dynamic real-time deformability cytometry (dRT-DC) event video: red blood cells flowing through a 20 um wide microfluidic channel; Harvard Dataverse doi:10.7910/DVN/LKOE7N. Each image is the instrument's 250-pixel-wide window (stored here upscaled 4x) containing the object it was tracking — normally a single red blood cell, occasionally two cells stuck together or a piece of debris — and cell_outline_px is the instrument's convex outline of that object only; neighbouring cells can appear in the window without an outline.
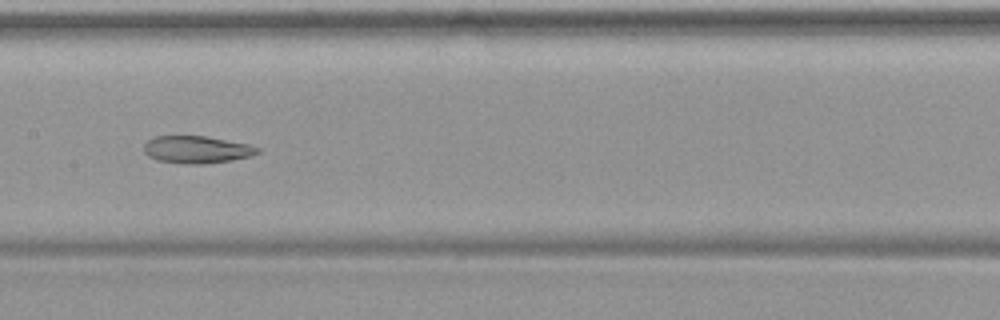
{"species": "common noctule bat (a hibernating species)", "species_latin": "Nyctalus noctula", "temperature_condition": "warm", "stored_images_in_passage": 50, "camera_frame_rate_fps": 3000, "um_per_image_px": 0.085, "animal": {"sex": "female", "body_mass_g": 19.9}, "frame": {"image": 1, "passage_image": 26, "time_ms": 8.333, "image_size_px": [1000, 320], "cell_outline_px": [[260, 152], [252, 156], [232, 160], [204, 164], [188, 164], [156, 160], [148, 156], [144, 152], [144, 144], [148, 140], [156, 136], [208, 136], [248, 144], [260, 148]], "centroid_in_image_um": [16.74, 12.71], "position_along_channel_um": 190.7, "area_um2": 18.21}}
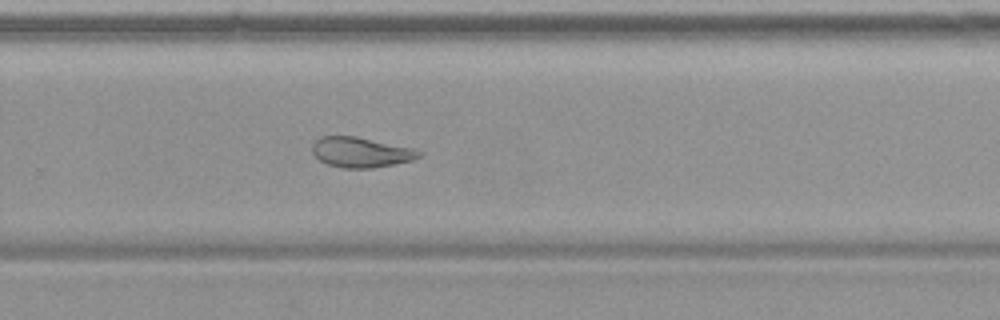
{"frame": {"image": 2, "passage_image": 34, "time_ms": 11.0, "image_size_px": [1000, 320], "cell_outline_px": [[424, 152], [420, 156], [412, 160], [372, 168], [344, 168], [328, 164], [320, 160], [312, 152], [312, 144], [320, 136], [356, 136], [416, 148]], "centroid_in_image_um": [30.7, 12.93], "position_along_channel_um": 299.1, "area_um2": 18.84}}
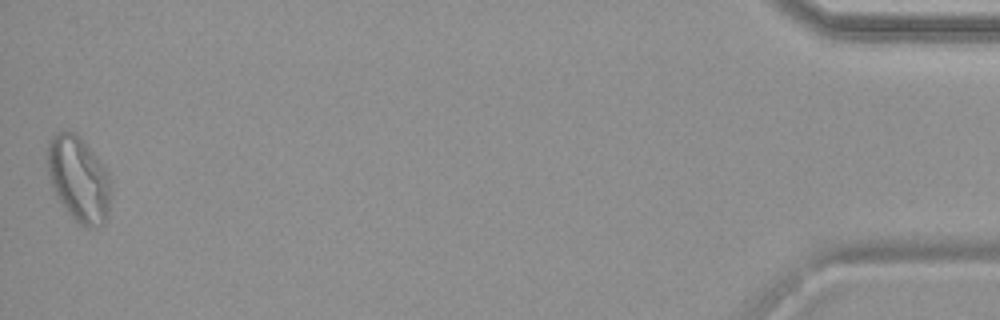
{"frame": {"image": 3, "passage_image": 50, "time_ms": 16.333, "image_size_px": [1000, 320], "cell_outline_px": [[108, 216], [104, 224], [96, 228], [88, 228], [80, 224], [72, 216], [56, 196], [48, 172], [48, 140], [56, 132], [76, 132], [80, 136], [108, 172]], "centroid_in_image_um": [6.67, 15.21], "position_along_channel_um": 428.5, "area_um2": 30.87}}